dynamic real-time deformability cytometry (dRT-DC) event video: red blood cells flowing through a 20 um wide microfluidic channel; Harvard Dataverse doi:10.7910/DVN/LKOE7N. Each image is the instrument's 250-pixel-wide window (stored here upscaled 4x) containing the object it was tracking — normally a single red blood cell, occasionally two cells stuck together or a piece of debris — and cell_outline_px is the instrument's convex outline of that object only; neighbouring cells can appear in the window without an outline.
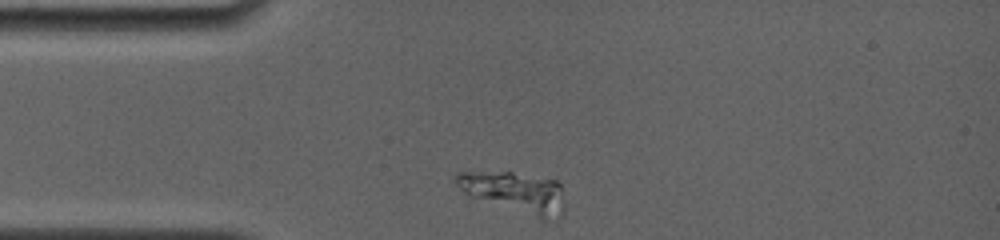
{"species": "common noctule bat (a hibernating species)", "species_latin": "Nyctalus noctula", "temperature_condition": "room temperature", "stored_images_in_passage": 69, "camera_frame_rate_fps": 4000, "um_per_image_px": 0.085, "animal": {"sex": "female", "body_mass_g": 19.0, "forearm_length_mm": 56.7}, "frame": {"image": 1, "passage_image": 1, "time_ms": 0.0, "image_size_px": [1000, 240], "cell_outline_px": [[560, 188], [556, 212], [548, 220], [544, 220], [472, 196], [464, 192], [452, 180], [452, 176], [456, 172], [512, 172], [556, 180], [560, 184]], "centroid_in_image_um": [43.58, 16.26], "position_along_channel_um": 41.4, "area_um2": 24.33}}
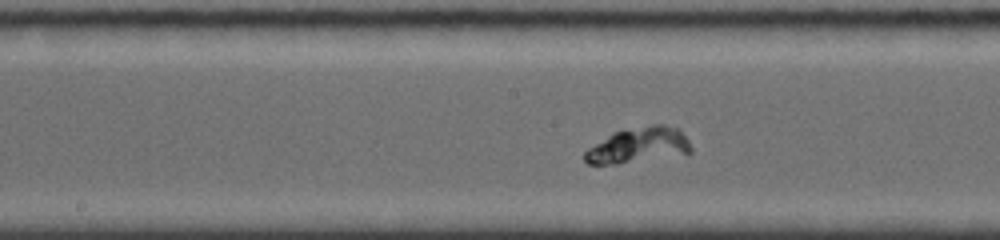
{"frame": {"image": 2, "passage_image": 36, "time_ms": 4.75, "image_size_px": [1000, 240], "cell_outline_px": [[692, 152], [616, 164], [588, 164], [584, 160], [584, 152], [588, 148], [612, 132], [652, 124], [664, 124], [676, 128], [688, 140], [692, 148]], "centroid_in_image_um": [54.22, 12.34], "position_along_channel_um": 194.0, "area_um2": 21.56}}
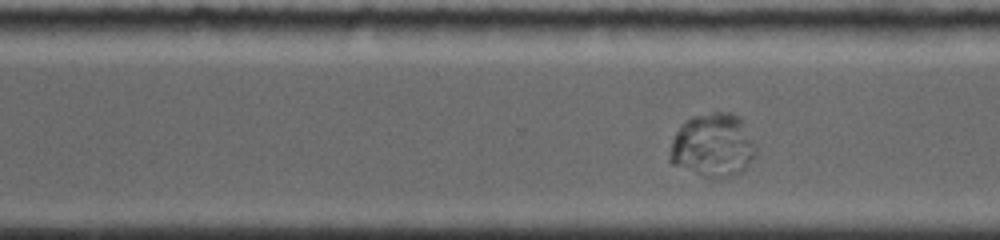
{"frame": {"image": 3, "passage_image": 59, "time_ms": 8.0, "image_size_px": [1000, 240], "cell_outline_px": [[756, 156], [740, 172], [728, 176], [704, 176], [672, 164], [668, 160], [672, 140], [680, 124], [684, 120], [692, 116], [712, 112], [728, 112], [744, 120], [756, 152]], "centroid_in_image_um": [60.56, 12.31], "position_along_channel_um": 310.0, "area_um2": 31.62}}